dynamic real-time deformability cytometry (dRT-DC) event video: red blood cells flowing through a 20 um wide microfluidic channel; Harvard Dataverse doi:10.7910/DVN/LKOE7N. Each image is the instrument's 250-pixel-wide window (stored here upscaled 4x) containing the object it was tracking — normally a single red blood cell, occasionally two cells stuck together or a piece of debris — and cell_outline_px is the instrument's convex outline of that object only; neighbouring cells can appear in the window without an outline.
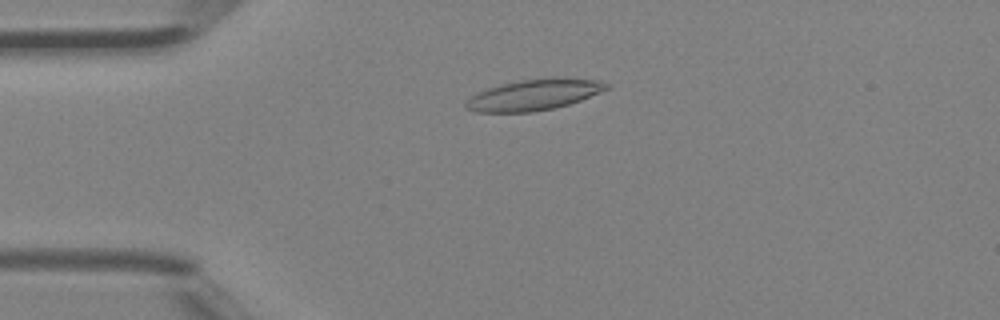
{"species": "Egyptian fruit bat (a non-hibernating species)", "species_latin": "Rousettus aegyptiacus", "temperature_condition": "room temperature", "stored_images_in_passage": 4, "camera_frame_rate_fps": 3000, "um_per_image_px": 0.085, "animal": {"sex": "female"}, "frame": {"image": 1, "passage_image": 2, "time_ms": 0.333, "image_size_px": [1000, 320], "cell_outline_px": [[608, 88], [600, 92], [580, 100], [568, 104], [552, 108], [532, 112], [476, 112], [464, 108], [464, 104], [472, 96], [488, 88], [500, 84], [520, 80], [548, 76], [564, 76], [596, 80], [608, 84]], "centroid_in_image_um": [45.39, 8.03], "position_along_channel_um": 39.6, "area_um2": 25.49}}
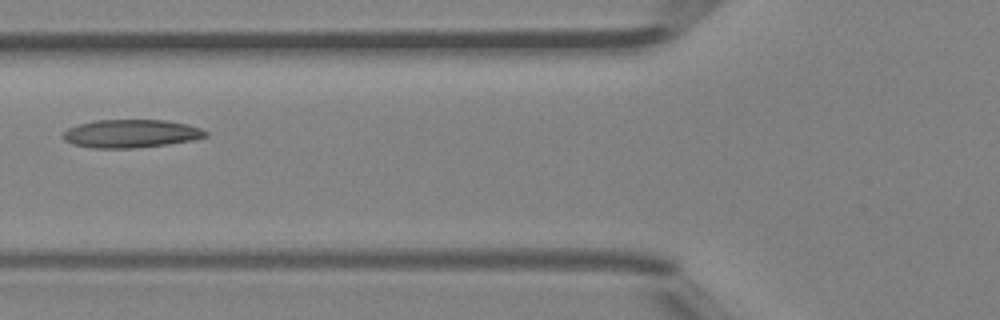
{"frame": {"image": 2, "passage_image": 4, "time_ms": 1.0, "image_size_px": [1000, 320], "cell_outline_px": [[208, 136], [192, 140], [168, 144], [132, 148], [92, 148], [72, 144], [64, 140], [64, 132], [68, 128], [80, 124], [96, 120], [164, 120], [188, 124], [200, 128], [208, 132]], "centroid_in_image_um": [11.15, 11.36], "position_along_channel_um": 114.7, "area_um2": 23.29}}